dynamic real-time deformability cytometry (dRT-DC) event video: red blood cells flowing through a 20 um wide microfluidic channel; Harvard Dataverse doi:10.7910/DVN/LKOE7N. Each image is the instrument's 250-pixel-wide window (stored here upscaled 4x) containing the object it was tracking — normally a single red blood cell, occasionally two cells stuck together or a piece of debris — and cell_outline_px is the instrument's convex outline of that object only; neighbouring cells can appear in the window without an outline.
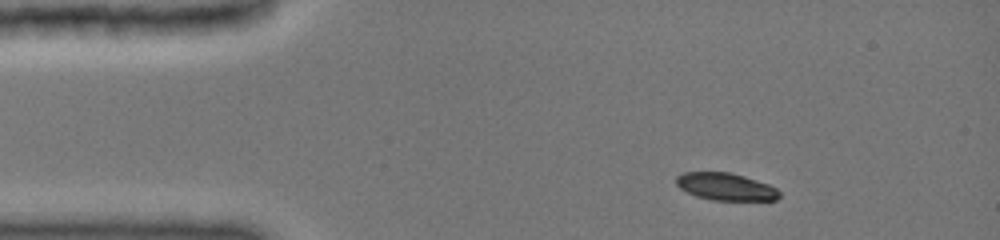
{"species": "common noctule bat (a hibernating species)", "species_latin": "Nyctalus noctula", "temperature_condition": "cold", "stored_images_in_passage": 7, "camera_frame_rate_fps": 3000, "um_per_image_px": 0.085, "animal": {"sex": "female", "body_mass_g": 19.0, "forearm_length_mm": 51.5}, "frame": {"image": 1, "passage_image": 1, "time_ms": 0.0, "image_size_px": [1000, 240], "cell_outline_px": [[780, 196], [776, 200], [712, 200], [696, 196], [680, 188], [676, 184], [676, 176], [684, 172], [728, 172], [744, 176], [768, 184], [776, 188], [780, 192]], "centroid_in_image_um": [61.68, 15.87], "position_along_channel_um": 23.3, "area_um2": 16.36}}
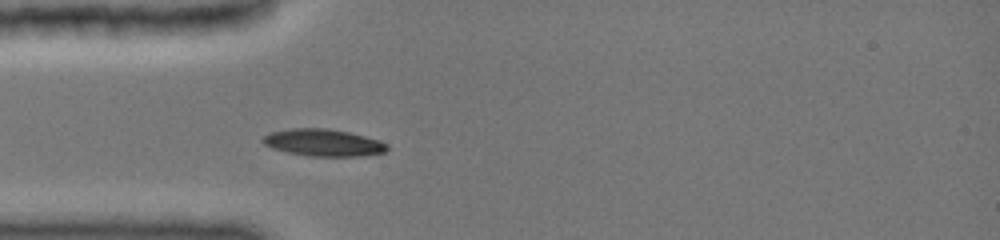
{"frame": {"image": 2, "passage_image": 5, "time_ms": 2.333, "image_size_px": [1000, 240], "cell_outline_px": [[388, 148], [384, 152], [360, 156], [308, 156], [288, 152], [272, 148], [264, 144], [260, 140], [264, 136], [272, 132], [292, 128], [328, 128], [348, 132], [380, 140], [388, 144]], "centroid_in_image_um": [27.48, 12.12], "position_along_channel_um": 57.5, "area_um2": 19.54}}
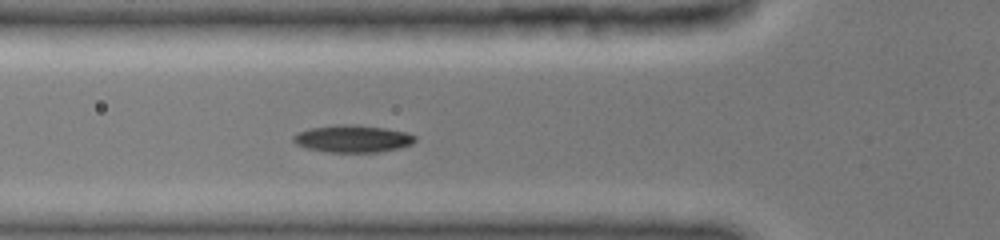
{"frame": {"image": 3, "passage_image": 7, "time_ms": 3.333, "image_size_px": [1000, 240], "cell_outline_px": [[416, 140], [412, 144], [400, 148], [380, 152], [328, 152], [304, 148], [296, 144], [292, 140], [292, 136], [300, 132], [312, 128], [336, 124], [348, 124], [384, 128], [408, 132], [416, 136]], "centroid_in_image_um": [29.99, 11.8], "position_along_channel_um": 95.8, "area_um2": 19.42}}